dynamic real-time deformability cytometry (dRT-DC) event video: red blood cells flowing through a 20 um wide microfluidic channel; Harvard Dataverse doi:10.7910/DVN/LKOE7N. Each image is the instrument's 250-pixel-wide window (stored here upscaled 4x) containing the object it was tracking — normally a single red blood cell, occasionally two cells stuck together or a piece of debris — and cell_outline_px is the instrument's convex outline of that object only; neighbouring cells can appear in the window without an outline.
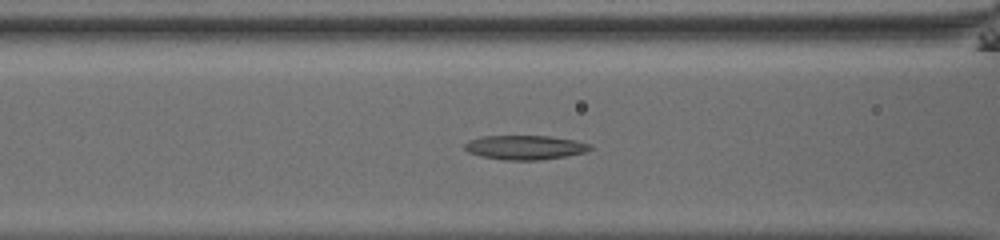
{"species": "common noctule bat (a hibernating species)", "species_latin": "Nyctalus noctula", "temperature_condition": "room temperature", "stored_images_in_passage": 34, "camera_frame_rate_fps": 3000, "um_per_image_px": 0.085, "animal": {"sex": "male", "body_mass_g": 13.0, "forearm_length_mm": 53.1}, "frame": {"image": 1, "passage_image": 5, "time_ms": 1.333, "image_size_px": [1000, 240], "cell_outline_px": [[592, 148], [584, 152], [568, 156], [540, 160], [504, 160], [480, 156], [468, 152], [464, 148], [464, 144], [468, 140], [484, 136], [552, 136], [576, 140], [592, 144]], "centroid_in_image_um": [44.64, 12.53], "position_along_channel_um": 122.0, "area_um2": 17.92}}
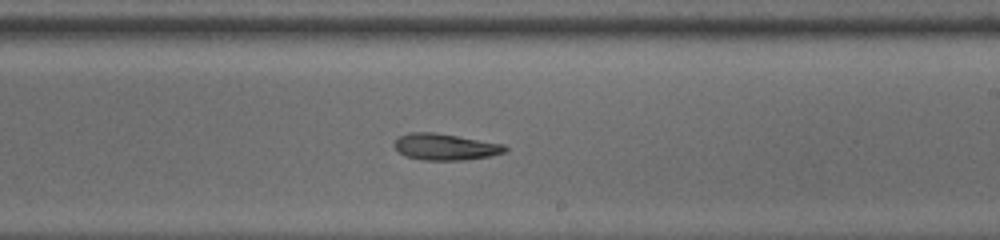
{"frame": {"image": 2, "passage_image": 15, "time_ms": 4.667, "image_size_px": [1000, 240], "cell_outline_px": [[508, 148], [504, 152], [488, 156], [464, 160], [420, 160], [404, 156], [392, 144], [400, 136], [408, 132], [436, 132], [504, 144]], "centroid_in_image_um": [37.81, 12.48], "position_along_channel_um": 251.2, "area_um2": 17.11}}
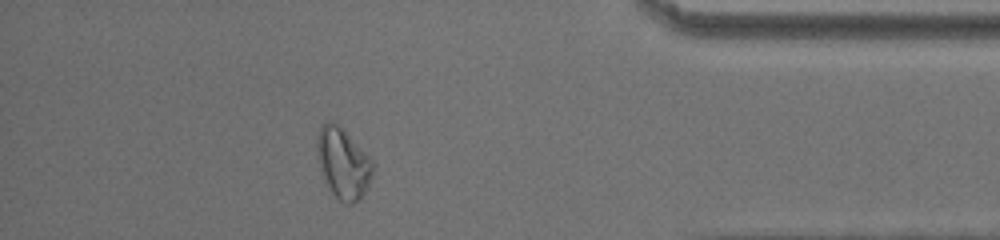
{"frame": {"image": 3, "passage_image": 29, "time_ms": 9.333, "image_size_px": [1000, 240], "cell_outline_px": [[372, 176], [360, 200], [352, 204], [348, 204], [340, 200], [328, 188], [324, 180], [320, 168], [316, 148], [316, 136], [320, 128], [328, 120], [340, 124], [344, 128], [372, 160]], "centroid_in_image_um": [29.14, 13.84], "position_along_channel_um": 406.1, "area_um2": 22.95}}